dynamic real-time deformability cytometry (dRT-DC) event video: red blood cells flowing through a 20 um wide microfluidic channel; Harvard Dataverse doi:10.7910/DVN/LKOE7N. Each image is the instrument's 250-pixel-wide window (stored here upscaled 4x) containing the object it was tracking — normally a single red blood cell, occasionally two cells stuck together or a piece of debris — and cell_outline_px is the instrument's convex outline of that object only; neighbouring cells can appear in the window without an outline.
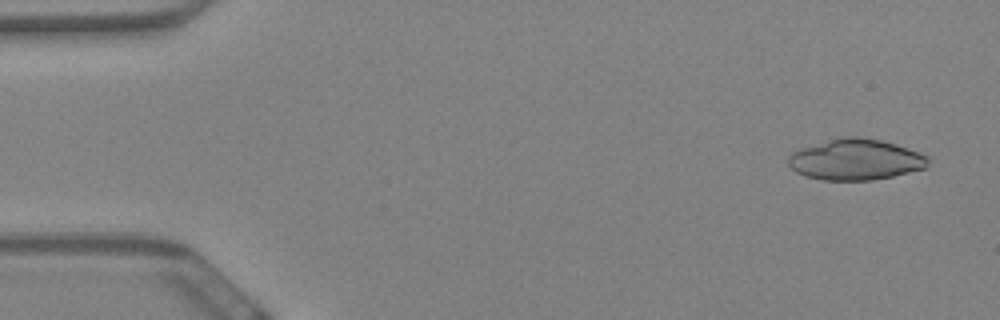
{"species": "Egyptian fruit bat (a non-hibernating species)", "species_latin": "Rousettus aegyptiacus", "temperature_condition": "warm", "stored_images_in_passage": 59, "camera_frame_rate_fps": 3000, "um_per_image_px": 0.085, "animal": {"sex": "female"}, "frame": {"image": 1, "passage_image": 3, "time_ms": 0.667, "image_size_px": [1000, 320], "cell_outline_px": [[928, 164], [924, 168], [892, 176], [872, 180], [824, 180], [804, 176], [796, 172], [788, 164], [788, 156], [792, 152], [800, 148], [840, 136], [856, 136], [880, 140], [896, 144], [928, 156]], "centroid_in_image_um": [72.68, 13.56], "position_along_channel_um": 12.3, "area_um2": 33.29}}